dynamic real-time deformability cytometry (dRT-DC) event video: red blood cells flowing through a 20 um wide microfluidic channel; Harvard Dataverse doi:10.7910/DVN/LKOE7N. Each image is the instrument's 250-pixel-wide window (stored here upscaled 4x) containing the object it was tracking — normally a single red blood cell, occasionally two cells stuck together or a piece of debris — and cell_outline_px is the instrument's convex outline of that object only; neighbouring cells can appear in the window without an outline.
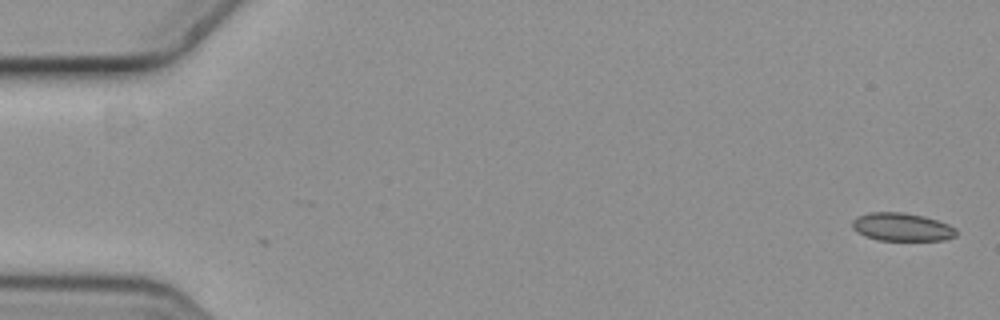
{"species": "common noctule bat (a hibernating species)", "species_latin": "Nyctalus noctula", "temperature_condition": "cold", "stored_images_in_passage": 9, "camera_frame_rate_fps": 3000, "um_per_image_px": 0.085, "animal": {"sex": "female", "body_mass_g": 19.3, "forearm_length_mm": 54.1}, "frame": {"image": 1, "passage_image": 1, "time_ms": 0.0, "image_size_px": [1000, 320], "cell_outline_px": [[956, 236], [944, 240], [876, 240], [864, 236], [856, 232], [852, 228], [852, 220], [868, 212], [904, 212], [924, 216], [948, 224], [956, 228]], "centroid_in_image_um": [76.64, 19.3], "position_along_channel_um": 8.4, "area_um2": 17.11}}
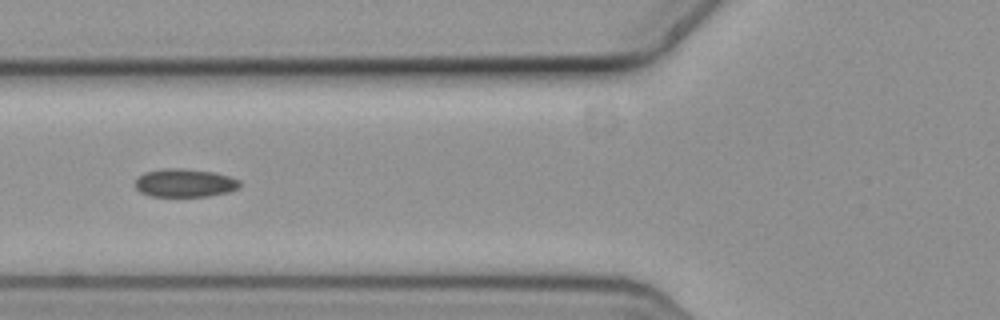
{"frame": {"image": 2, "passage_image": 7, "time_ms": 2.0, "image_size_px": [1000, 320], "cell_outline_px": [[240, 188], [228, 192], [208, 196], [148, 196], [140, 192], [136, 188], [136, 180], [144, 172], [164, 168], [180, 168], [216, 172], [240, 180]], "centroid_in_image_um": [15.72, 15.55], "position_along_channel_um": 110.1, "area_um2": 17.28}}
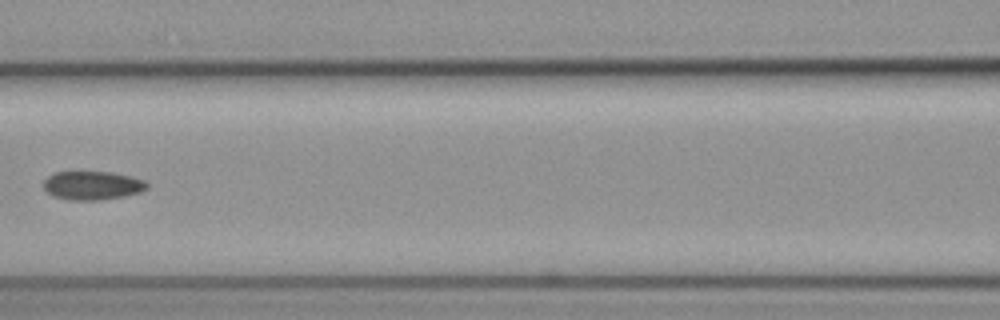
{"frame": {"image": 3, "passage_image": 8, "time_ms": 2.333, "image_size_px": [1000, 320], "cell_outline_px": [[148, 188], [140, 192], [124, 196], [100, 200], [64, 200], [52, 196], [44, 188], [44, 180], [48, 176], [56, 172], [112, 172], [132, 176], [144, 180], [148, 184]], "centroid_in_image_um": [7.86, 15.77], "position_along_channel_um": 158.7, "area_um2": 17.4}}